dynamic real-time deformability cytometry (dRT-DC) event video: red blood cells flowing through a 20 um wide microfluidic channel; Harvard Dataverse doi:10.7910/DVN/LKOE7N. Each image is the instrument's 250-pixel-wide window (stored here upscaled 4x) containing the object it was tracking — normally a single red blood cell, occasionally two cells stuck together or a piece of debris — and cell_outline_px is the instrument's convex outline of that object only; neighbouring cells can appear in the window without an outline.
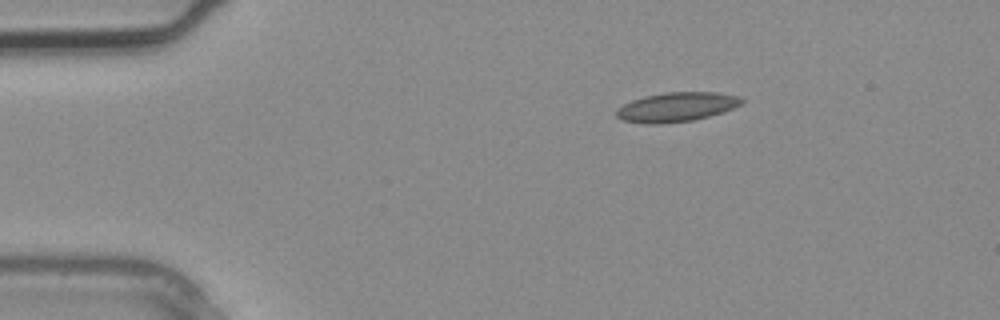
{"species": "common noctule bat (a hibernating species)", "species_latin": "Nyctalus noctula", "temperature_condition": "warm", "stored_images_in_passage": 4, "camera_frame_rate_fps": 3000, "um_per_image_px": 0.085, "animal": {"sex": "male", "body_mass_g": 20.4}, "frame": {"image": 1, "passage_image": 4, "time_ms": 1.0, "image_size_px": [1000, 320], "cell_outline_px": [[744, 104], [708, 116], [692, 120], [660, 124], [644, 124], [624, 120], [616, 116], [616, 108], [632, 100], [644, 96], [664, 92], [716, 92], [740, 96], [744, 100]], "centroid_in_image_um": [57.5, 9.09], "position_along_channel_um": 27.5, "area_um2": 21.44}}